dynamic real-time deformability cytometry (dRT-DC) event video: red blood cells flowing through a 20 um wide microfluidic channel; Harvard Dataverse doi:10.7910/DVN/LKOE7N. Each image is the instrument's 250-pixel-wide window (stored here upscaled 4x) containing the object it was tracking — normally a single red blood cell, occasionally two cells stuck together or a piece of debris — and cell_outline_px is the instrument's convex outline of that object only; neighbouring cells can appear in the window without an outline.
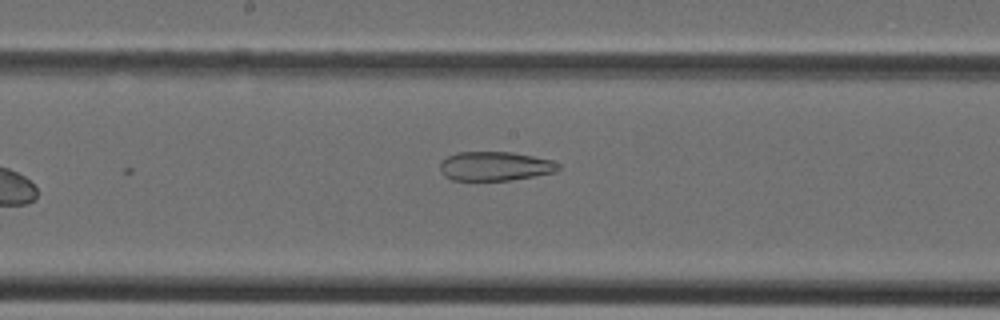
{"species": "Egyptian fruit bat (a non-hibernating species)", "species_latin": "Rousettus aegyptiacus", "temperature_condition": "cold", "stored_images_in_passage": 16, "camera_frame_rate_fps": 3000, "um_per_image_px": 0.085, "animal": {"sex": "female"}, "frame": {"image": 1, "passage_image": 16, "time_ms": 5.0, "image_size_px": [1000, 320], "cell_outline_px": [[560, 168], [556, 172], [512, 180], [452, 180], [444, 176], [440, 172], [440, 164], [448, 156], [456, 152], [512, 152], [552, 160], [560, 164]], "centroid_in_image_um": [42.08, 14.13], "position_along_channel_um": 206.1, "area_um2": 20.11}}